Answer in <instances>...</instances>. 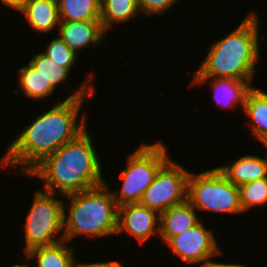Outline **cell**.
Here are the masks:
<instances>
[{"label": "cell", "mask_w": 267, "mask_h": 267, "mask_svg": "<svg viewBox=\"0 0 267 267\" xmlns=\"http://www.w3.org/2000/svg\"><path fill=\"white\" fill-rule=\"evenodd\" d=\"M58 27L59 37L78 55L80 48L98 46L104 43L106 32L100 20H86L73 22H60Z\"/></svg>", "instance_id": "7c38bea8"}, {"label": "cell", "mask_w": 267, "mask_h": 267, "mask_svg": "<svg viewBox=\"0 0 267 267\" xmlns=\"http://www.w3.org/2000/svg\"><path fill=\"white\" fill-rule=\"evenodd\" d=\"M138 14L139 0H103L100 5V22L106 33L114 24L121 25Z\"/></svg>", "instance_id": "ac0fdd59"}, {"label": "cell", "mask_w": 267, "mask_h": 267, "mask_svg": "<svg viewBox=\"0 0 267 267\" xmlns=\"http://www.w3.org/2000/svg\"><path fill=\"white\" fill-rule=\"evenodd\" d=\"M243 212L267 204V177L239 186Z\"/></svg>", "instance_id": "7402d4cb"}, {"label": "cell", "mask_w": 267, "mask_h": 267, "mask_svg": "<svg viewBox=\"0 0 267 267\" xmlns=\"http://www.w3.org/2000/svg\"><path fill=\"white\" fill-rule=\"evenodd\" d=\"M66 240L29 249L24 254L27 261L36 259L35 267H75L74 248Z\"/></svg>", "instance_id": "2e32d148"}, {"label": "cell", "mask_w": 267, "mask_h": 267, "mask_svg": "<svg viewBox=\"0 0 267 267\" xmlns=\"http://www.w3.org/2000/svg\"><path fill=\"white\" fill-rule=\"evenodd\" d=\"M208 81L211 84L210 88L213 90V99L219 107H223V109L231 107L230 109H232L236 105L238 107L241 105L243 111L246 96L253 88L251 83L235 78L193 77L191 84L201 86Z\"/></svg>", "instance_id": "8fae6325"}, {"label": "cell", "mask_w": 267, "mask_h": 267, "mask_svg": "<svg viewBox=\"0 0 267 267\" xmlns=\"http://www.w3.org/2000/svg\"><path fill=\"white\" fill-rule=\"evenodd\" d=\"M169 159L167 149L161 141L154 144L142 143L138 149L128 155L127 168L123 169L120 174V179H122L120 192H112L118 207L139 203L159 169Z\"/></svg>", "instance_id": "5b68a950"}, {"label": "cell", "mask_w": 267, "mask_h": 267, "mask_svg": "<svg viewBox=\"0 0 267 267\" xmlns=\"http://www.w3.org/2000/svg\"><path fill=\"white\" fill-rule=\"evenodd\" d=\"M93 76L90 72L77 90H73L62 102L37 116L9 145L5 155L0 158V167L21 166L19 172L28 176L46 157L82 133L87 128V120L85 115L79 120L78 118L85 98L95 94V87L91 83Z\"/></svg>", "instance_id": "6da1fadb"}, {"label": "cell", "mask_w": 267, "mask_h": 267, "mask_svg": "<svg viewBox=\"0 0 267 267\" xmlns=\"http://www.w3.org/2000/svg\"><path fill=\"white\" fill-rule=\"evenodd\" d=\"M86 128L74 140L67 142L46 157L28 176L43 181L44 191L62 196L97 187L105 181L100 158Z\"/></svg>", "instance_id": "7a4b0ae2"}, {"label": "cell", "mask_w": 267, "mask_h": 267, "mask_svg": "<svg viewBox=\"0 0 267 267\" xmlns=\"http://www.w3.org/2000/svg\"><path fill=\"white\" fill-rule=\"evenodd\" d=\"M263 146L267 149V142L263 144Z\"/></svg>", "instance_id": "f1b7e54d"}, {"label": "cell", "mask_w": 267, "mask_h": 267, "mask_svg": "<svg viewBox=\"0 0 267 267\" xmlns=\"http://www.w3.org/2000/svg\"><path fill=\"white\" fill-rule=\"evenodd\" d=\"M75 267H125L116 260L95 262V263H81L76 260Z\"/></svg>", "instance_id": "d4e9b609"}, {"label": "cell", "mask_w": 267, "mask_h": 267, "mask_svg": "<svg viewBox=\"0 0 267 267\" xmlns=\"http://www.w3.org/2000/svg\"><path fill=\"white\" fill-rule=\"evenodd\" d=\"M60 22L100 20L98 0H57Z\"/></svg>", "instance_id": "d6986e66"}, {"label": "cell", "mask_w": 267, "mask_h": 267, "mask_svg": "<svg viewBox=\"0 0 267 267\" xmlns=\"http://www.w3.org/2000/svg\"><path fill=\"white\" fill-rule=\"evenodd\" d=\"M29 62L38 69V72L44 78L46 85H52L55 89L61 83H65L69 79L70 70L67 67L60 66L53 62L43 52L34 55Z\"/></svg>", "instance_id": "44dd1931"}, {"label": "cell", "mask_w": 267, "mask_h": 267, "mask_svg": "<svg viewBox=\"0 0 267 267\" xmlns=\"http://www.w3.org/2000/svg\"><path fill=\"white\" fill-rule=\"evenodd\" d=\"M30 0H1L4 6L10 7L18 12L29 2Z\"/></svg>", "instance_id": "4316f807"}, {"label": "cell", "mask_w": 267, "mask_h": 267, "mask_svg": "<svg viewBox=\"0 0 267 267\" xmlns=\"http://www.w3.org/2000/svg\"><path fill=\"white\" fill-rule=\"evenodd\" d=\"M196 209L188 202L172 206L160 214V239L166 243L196 225L200 220Z\"/></svg>", "instance_id": "4fadbf2b"}, {"label": "cell", "mask_w": 267, "mask_h": 267, "mask_svg": "<svg viewBox=\"0 0 267 267\" xmlns=\"http://www.w3.org/2000/svg\"><path fill=\"white\" fill-rule=\"evenodd\" d=\"M20 13L35 32H50L60 23L57 0H30Z\"/></svg>", "instance_id": "9a60e30c"}, {"label": "cell", "mask_w": 267, "mask_h": 267, "mask_svg": "<svg viewBox=\"0 0 267 267\" xmlns=\"http://www.w3.org/2000/svg\"><path fill=\"white\" fill-rule=\"evenodd\" d=\"M55 193L35 191L32 206L25 222V248L29 249L58 243L64 240L63 200L57 199ZM62 232L61 235H59ZM59 233V234H58ZM57 234V237L54 236Z\"/></svg>", "instance_id": "52a82bcc"}, {"label": "cell", "mask_w": 267, "mask_h": 267, "mask_svg": "<svg viewBox=\"0 0 267 267\" xmlns=\"http://www.w3.org/2000/svg\"><path fill=\"white\" fill-rule=\"evenodd\" d=\"M11 267H29V264H15V265H13V266H11Z\"/></svg>", "instance_id": "83f0119b"}, {"label": "cell", "mask_w": 267, "mask_h": 267, "mask_svg": "<svg viewBox=\"0 0 267 267\" xmlns=\"http://www.w3.org/2000/svg\"><path fill=\"white\" fill-rule=\"evenodd\" d=\"M225 177L238 187L254 180L267 177V155H244L231 164L217 167Z\"/></svg>", "instance_id": "5bb4252c"}, {"label": "cell", "mask_w": 267, "mask_h": 267, "mask_svg": "<svg viewBox=\"0 0 267 267\" xmlns=\"http://www.w3.org/2000/svg\"><path fill=\"white\" fill-rule=\"evenodd\" d=\"M258 20L252 12L226 37L213 42L193 77L235 78L252 82L261 53Z\"/></svg>", "instance_id": "3957f363"}, {"label": "cell", "mask_w": 267, "mask_h": 267, "mask_svg": "<svg viewBox=\"0 0 267 267\" xmlns=\"http://www.w3.org/2000/svg\"><path fill=\"white\" fill-rule=\"evenodd\" d=\"M178 0H139V10L142 14L162 15L170 9Z\"/></svg>", "instance_id": "cb8c5ba5"}, {"label": "cell", "mask_w": 267, "mask_h": 267, "mask_svg": "<svg viewBox=\"0 0 267 267\" xmlns=\"http://www.w3.org/2000/svg\"><path fill=\"white\" fill-rule=\"evenodd\" d=\"M20 74L18 87L26 97L40 100L48 98L55 88L52 85H46L44 78L30 62L17 70Z\"/></svg>", "instance_id": "ffe728a7"}, {"label": "cell", "mask_w": 267, "mask_h": 267, "mask_svg": "<svg viewBox=\"0 0 267 267\" xmlns=\"http://www.w3.org/2000/svg\"><path fill=\"white\" fill-rule=\"evenodd\" d=\"M107 183L77 193L66 195L71 201L64 208V240L79 235L89 239L117 234L118 205ZM68 213V215H67Z\"/></svg>", "instance_id": "277c9868"}, {"label": "cell", "mask_w": 267, "mask_h": 267, "mask_svg": "<svg viewBox=\"0 0 267 267\" xmlns=\"http://www.w3.org/2000/svg\"><path fill=\"white\" fill-rule=\"evenodd\" d=\"M243 112L250 119L247 123L254 137L264 144L267 142V92L253 88L248 92Z\"/></svg>", "instance_id": "e0dca14e"}, {"label": "cell", "mask_w": 267, "mask_h": 267, "mask_svg": "<svg viewBox=\"0 0 267 267\" xmlns=\"http://www.w3.org/2000/svg\"><path fill=\"white\" fill-rule=\"evenodd\" d=\"M213 231L207 229L202 221L179 235L172 237L167 244L172 253L188 263H200L221 254Z\"/></svg>", "instance_id": "9c48e42d"}, {"label": "cell", "mask_w": 267, "mask_h": 267, "mask_svg": "<svg viewBox=\"0 0 267 267\" xmlns=\"http://www.w3.org/2000/svg\"><path fill=\"white\" fill-rule=\"evenodd\" d=\"M134 236L141 244L151 236L160 234V214L140 203L118 207L117 235L124 232Z\"/></svg>", "instance_id": "30bf717a"}, {"label": "cell", "mask_w": 267, "mask_h": 267, "mask_svg": "<svg viewBox=\"0 0 267 267\" xmlns=\"http://www.w3.org/2000/svg\"><path fill=\"white\" fill-rule=\"evenodd\" d=\"M197 267H245V264L219 263V262H214L211 259H208L201 262V264Z\"/></svg>", "instance_id": "484cf974"}, {"label": "cell", "mask_w": 267, "mask_h": 267, "mask_svg": "<svg viewBox=\"0 0 267 267\" xmlns=\"http://www.w3.org/2000/svg\"><path fill=\"white\" fill-rule=\"evenodd\" d=\"M47 45L43 53L53 62H56L60 66L67 67L71 71L77 60V54L72 51L59 36L53 38Z\"/></svg>", "instance_id": "603a6c76"}, {"label": "cell", "mask_w": 267, "mask_h": 267, "mask_svg": "<svg viewBox=\"0 0 267 267\" xmlns=\"http://www.w3.org/2000/svg\"><path fill=\"white\" fill-rule=\"evenodd\" d=\"M187 201L197 211L244 213L239 187L231 183L217 167L198 174L190 172Z\"/></svg>", "instance_id": "8992f818"}, {"label": "cell", "mask_w": 267, "mask_h": 267, "mask_svg": "<svg viewBox=\"0 0 267 267\" xmlns=\"http://www.w3.org/2000/svg\"><path fill=\"white\" fill-rule=\"evenodd\" d=\"M190 172L171 158L159 169L145 190L140 204L161 214L172 206L187 201Z\"/></svg>", "instance_id": "ba28073f"}]
</instances>
